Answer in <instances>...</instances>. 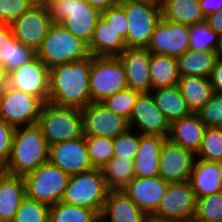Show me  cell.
<instances>
[{
  "label": "cell",
  "instance_id": "6da1fadb",
  "mask_svg": "<svg viewBox=\"0 0 222 222\" xmlns=\"http://www.w3.org/2000/svg\"><path fill=\"white\" fill-rule=\"evenodd\" d=\"M93 55L49 69L48 102L83 109L91 103L89 76Z\"/></svg>",
  "mask_w": 222,
  "mask_h": 222
},
{
  "label": "cell",
  "instance_id": "7a4b0ae2",
  "mask_svg": "<svg viewBox=\"0 0 222 222\" xmlns=\"http://www.w3.org/2000/svg\"><path fill=\"white\" fill-rule=\"evenodd\" d=\"M49 145L38 124L14 130L11 155L2 168L10 175L24 176L48 162Z\"/></svg>",
  "mask_w": 222,
  "mask_h": 222
},
{
  "label": "cell",
  "instance_id": "3957f363",
  "mask_svg": "<svg viewBox=\"0 0 222 222\" xmlns=\"http://www.w3.org/2000/svg\"><path fill=\"white\" fill-rule=\"evenodd\" d=\"M88 43L76 37L60 23H53L36 56L50 69L56 65L70 63L90 56Z\"/></svg>",
  "mask_w": 222,
  "mask_h": 222
},
{
  "label": "cell",
  "instance_id": "277c9868",
  "mask_svg": "<svg viewBox=\"0 0 222 222\" xmlns=\"http://www.w3.org/2000/svg\"><path fill=\"white\" fill-rule=\"evenodd\" d=\"M46 7L53 23H60L76 37L90 43L101 11L86 0H52Z\"/></svg>",
  "mask_w": 222,
  "mask_h": 222
},
{
  "label": "cell",
  "instance_id": "5b68a950",
  "mask_svg": "<svg viewBox=\"0 0 222 222\" xmlns=\"http://www.w3.org/2000/svg\"><path fill=\"white\" fill-rule=\"evenodd\" d=\"M37 124L49 146L84 135L82 112L78 108L60 107L45 102Z\"/></svg>",
  "mask_w": 222,
  "mask_h": 222
},
{
  "label": "cell",
  "instance_id": "8992f818",
  "mask_svg": "<svg viewBox=\"0 0 222 222\" xmlns=\"http://www.w3.org/2000/svg\"><path fill=\"white\" fill-rule=\"evenodd\" d=\"M119 4L124 8L128 22L126 47L147 48L162 18L160 0H133Z\"/></svg>",
  "mask_w": 222,
  "mask_h": 222
},
{
  "label": "cell",
  "instance_id": "52a82bcc",
  "mask_svg": "<svg viewBox=\"0 0 222 222\" xmlns=\"http://www.w3.org/2000/svg\"><path fill=\"white\" fill-rule=\"evenodd\" d=\"M108 192L101 169L92 168L69 177L61 202L92 209L100 215Z\"/></svg>",
  "mask_w": 222,
  "mask_h": 222
},
{
  "label": "cell",
  "instance_id": "ba28073f",
  "mask_svg": "<svg viewBox=\"0 0 222 222\" xmlns=\"http://www.w3.org/2000/svg\"><path fill=\"white\" fill-rule=\"evenodd\" d=\"M26 196L48 206L62 201L69 175L49 161L24 176Z\"/></svg>",
  "mask_w": 222,
  "mask_h": 222
},
{
  "label": "cell",
  "instance_id": "9c48e42d",
  "mask_svg": "<svg viewBox=\"0 0 222 222\" xmlns=\"http://www.w3.org/2000/svg\"><path fill=\"white\" fill-rule=\"evenodd\" d=\"M89 86L91 102H102L106 97L128 88L126 72L120 59L93 56Z\"/></svg>",
  "mask_w": 222,
  "mask_h": 222
},
{
  "label": "cell",
  "instance_id": "30bf717a",
  "mask_svg": "<svg viewBox=\"0 0 222 222\" xmlns=\"http://www.w3.org/2000/svg\"><path fill=\"white\" fill-rule=\"evenodd\" d=\"M42 106L38 97L8 86L0 98V119L14 128L35 125Z\"/></svg>",
  "mask_w": 222,
  "mask_h": 222
},
{
  "label": "cell",
  "instance_id": "8fae6325",
  "mask_svg": "<svg viewBox=\"0 0 222 222\" xmlns=\"http://www.w3.org/2000/svg\"><path fill=\"white\" fill-rule=\"evenodd\" d=\"M81 112L84 136L114 139L129 128L127 119L108 110L101 102H91Z\"/></svg>",
  "mask_w": 222,
  "mask_h": 222
},
{
  "label": "cell",
  "instance_id": "7c38bea8",
  "mask_svg": "<svg viewBox=\"0 0 222 222\" xmlns=\"http://www.w3.org/2000/svg\"><path fill=\"white\" fill-rule=\"evenodd\" d=\"M189 26L161 18L147 47L152 54L179 57L189 49Z\"/></svg>",
  "mask_w": 222,
  "mask_h": 222
},
{
  "label": "cell",
  "instance_id": "4fadbf2b",
  "mask_svg": "<svg viewBox=\"0 0 222 222\" xmlns=\"http://www.w3.org/2000/svg\"><path fill=\"white\" fill-rule=\"evenodd\" d=\"M52 24L46 5L36 4L14 20L10 27L17 41L36 51Z\"/></svg>",
  "mask_w": 222,
  "mask_h": 222
},
{
  "label": "cell",
  "instance_id": "5bb4252c",
  "mask_svg": "<svg viewBox=\"0 0 222 222\" xmlns=\"http://www.w3.org/2000/svg\"><path fill=\"white\" fill-rule=\"evenodd\" d=\"M196 204L189 180L171 182L154 215L173 220L191 218L196 214Z\"/></svg>",
  "mask_w": 222,
  "mask_h": 222
},
{
  "label": "cell",
  "instance_id": "9a60e30c",
  "mask_svg": "<svg viewBox=\"0 0 222 222\" xmlns=\"http://www.w3.org/2000/svg\"><path fill=\"white\" fill-rule=\"evenodd\" d=\"M129 128L140 131L145 135H158L164 138L170 135V123L165 115L157 108L151 93L139 95L131 117L128 121ZM138 129H134V128Z\"/></svg>",
  "mask_w": 222,
  "mask_h": 222
},
{
  "label": "cell",
  "instance_id": "2e32d148",
  "mask_svg": "<svg viewBox=\"0 0 222 222\" xmlns=\"http://www.w3.org/2000/svg\"><path fill=\"white\" fill-rule=\"evenodd\" d=\"M8 86L48 102L49 68L36 56L9 73Z\"/></svg>",
  "mask_w": 222,
  "mask_h": 222
},
{
  "label": "cell",
  "instance_id": "e0dca14e",
  "mask_svg": "<svg viewBox=\"0 0 222 222\" xmlns=\"http://www.w3.org/2000/svg\"><path fill=\"white\" fill-rule=\"evenodd\" d=\"M48 161L62 169L69 176L93 168L84 135L77 139L54 143L49 146Z\"/></svg>",
  "mask_w": 222,
  "mask_h": 222
},
{
  "label": "cell",
  "instance_id": "ac0fdd59",
  "mask_svg": "<svg viewBox=\"0 0 222 222\" xmlns=\"http://www.w3.org/2000/svg\"><path fill=\"white\" fill-rule=\"evenodd\" d=\"M196 154L166 139L161 147L159 176L168 183L188 181Z\"/></svg>",
  "mask_w": 222,
  "mask_h": 222
},
{
  "label": "cell",
  "instance_id": "d6986e66",
  "mask_svg": "<svg viewBox=\"0 0 222 222\" xmlns=\"http://www.w3.org/2000/svg\"><path fill=\"white\" fill-rule=\"evenodd\" d=\"M126 72L128 88L142 93L152 91L150 77V52L147 48L127 47L118 56Z\"/></svg>",
  "mask_w": 222,
  "mask_h": 222
},
{
  "label": "cell",
  "instance_id": "ffe728a7",
  "mask_svg": "<svg viewBox=\"0 0 222 222\" xmlns=\"http://www.w3.org/2000/svg\"><path fill=\"white\" fill-rule=\"evenodd\" d=\"M168 182L159 175L147 178L135 177L123 191L146 214H154L166 193Z\"/></svg>",
  "mask_w": 222,
  "mask_h": 222
},
{
  "label": "cell",
  "instance_id": "44dd1931",
  "mask_svg": "<svg viewBox=\"0 0 222 222\" xmlns=\"http://www.w3.org/2000/svg\"><path fill=\"white\" fill-rule=\"evenodd\" d=\"M146 214L123 191H109L100 214L101 222H144Z\"/></svg>",
  "mask_w": 222,
  "mask_h": 222
},
{
  "label": "cell",
  "instance_id": "7402d4cb",
  "mask_svg": "<svg viewBox=\"0 0 222 222\" xmlns=\"http://www.w3.org/2000/svg\"><path fill=\"white\" fill-rule=\"evenodd\" d=\"M189 181L196 199L222 192V163L196 158Z\"/></svg>",
  "mask_w": 222,
  "mask_h": 222
},
{
  "label": "cell",
  "instance_id": "603a6c76",
  "mask_svg": "<svg viewBox=\"0 0 222 222\" xmlns=\"http://www.w3.org/2000/svg\"><path fill=\"white\" fill-rule=\"evenodd\" d=\"M167 138L140 134L139 149L133 160L135 177L147 178L159 175L161 147Z\"/></svg>",
  "mask_w": 222,
  "mask_h": 222
},
{
  "label": "cell",
  "instance_id": "cb8c5ba5",
  "mask_svg": "<svg viewBox=\"0 0 222 222\" xmlns=\"http://www.w3.org/2000/svg\"><path fill=\"white\" fill-rule=\"evenodd\" d=\"M25 197L24 177L10 175L0 169V219L3 222L12 221Z\"/></svg>",
  "mask_w": 222,
  "mask_h": 222
},
{
  "label": "cell",
  "instance_id": "d4e9b609",
  "mask_svg": "<svg viewBox=\"0 0 222 222\" xmlns=\"http://www.w3.org/2000/svg\"><path fill=\"white\" fill-rule=\"evenodd\" d=\"M205 129L206 126L197 113H191L170 125L168 139L172 143L196 154L199 151Z\"/></svg>",
  "mask_w": 222,
  "mask_h": 222
},
{
  "label": "cell",
  "instance_id": "484cf974",
  "mask_svg": "<svg viewBox=\"0 0 222 222\" xmlns=\"http://www.w3.org/2000/svg\"><path fill=\"white\" fill-rule=\"evenodd\" d=\"M88 46L90 54L96 57H118L127 48L122 36L102 16Z\"/></svg>",
  "mask_w": 222,
  "mask_h": 222
},
{
  "label": "cell",
  "instance_id": "4316f807",
  "mask_svg": "<svg viewBox=\"0 0 222 222\" xmlns=\"http://www.w3.org/2000/svg\"><path fill=\"white\" fill-rule=\"evenodd\" d=\"M150 93L157 108L165 115L170 124L192 113L178 85L154 89Z\"/></svg>",
  "mask_w": 222,
  "mask_h": 222
},
{
  "label": "cell",
  "instance_id": "83f0119b",
  "mask_svg": "<svg viewBox=\"0 0 222 222\" xmlns=\"http://www.w3.org/2000/svg\"><path fill=\"white\" fill-rule=\"evenodd\" d=\"M162 18L174 23L194 25L205 21L199 0H160Z\"/></svg>",
  "mask_w": 222,
  "mask_h": 222
},
{
  "label": "cell",
  "instance_id": "f1b7e54d",
  "mask_svg": "<svg viewBox=\"0 0 222 222\" xmlns=\"http://www.w3.org/2000/svg\"><path fill=\"white\" fill-rule=\"evenodd\" d=\"M178 87L192 113L201 109L214 94L210 79L206 77H180Z\"/></svg>",
  "mask_w": 222,
  "mask_h": 222
},
{
  "label": "cell",
  "instance_id": "f546056e",
  "mask_svg": "<svg viewBox=\"0 0 222 222\" xmlns=\"http://www.w3.org/2000/svg\"><path fill=\"white\" fill-rule=\"evenodd\" d=\"M217 59L216 51H196L188 49L177 57L180 77L199 76L209 78Z\"/></svg>",
  "mask_w": 222,
  "mask_h": 222
},
{
  "label": "cell",
  "instance_id": "4dcf8cb0",
  "mask_svg": "<svg viewBox=\"0 0 222 222\" xmlns=\"http://www.w3.org/2000/svg\"><path fill=\"white\" fill-rule=\"evenodd\" d=\"M149 70L152 90L178 85L180 75L176 57L150 53Z\"/></svg>",
  "mask_w": 222,
  "mask_h": 222
},
{
  "label": "cell",
  "instance_id": "1f68e13d",
  "mask_svg": "<svg viewBox=\"0 0 222 222\" xmlns=\"http://www.w3.org/2000/svg\"><path fill=\"white\" fill-rule=\"evenodd\" d=\"M101 171L109 191H121L135 178L133 160L127 158L113 157Z\"/></svg>",
  "mask_w": 222,
  "mask_h": 222
},
{
  "label": "cell",
  "instance_id": "d6a6232c",
  "mask_svg": "<svg viewBox=\"0 0 222 222\" xmlns=\"http://www.w3.org/2000/svg\"><path fill=\"white\" fill-rule=\"evenodd\" d=\"M100 215L92 209L59 202L50 206L49 222H98Z\"/></svg>",
  "mask_w": 222,
  "mask_h": 222
},
{
  "label": "cell",
  "instance_id": "836d02e7",
  "mask_svg": "<svg viewBox=\"0 0 222 222\" xmlns=\"http://www.w3.org/2000/svg\"><path fill=\"white\" fill-rule=\"evenodd\" d=\"M189 49L196 51H216L219 34L206 21L189 26Z\"/></svg>",
  "mask_w": 222,
  "mask_h": 222
},
{
  "label": "cell",
  "instance_id": "e575fe53",
  "mask_svg": "<svg viewBox=\"0 0 222 222\" xmlns=\"http://www.w3.org/2000/svg\"><path fill=\"white\" fill-rule=\"evenodd\" d=\"M196 158L222 163V128L206 127Z\"/></svg>",
  "mask_w": 222,
  "mask_h": 222
},
{
  "label": "cell",
  "instance_id": "d590c367",
  "mask_svg": "<svg viewBox=\"0 0 222 222\" xmlns=\"http://www.w3.org/2000/svg\"><path fill=\"white\" fill-rule=\"evenodd\" d=\"M89 159L93 168H103L113 157V139L85 136Z\"/></svg>",
  "mask_w": 222,
  "mask_h": 222
},
{
  "label": "cell",
  "instance_id": "8d00e7d4",
  "mask_svg": "<svg viewBox=\"0 0 222 222\" xmlns=\"http://www.w3.org/2000/svg\"><path fill=\"white\" fill-rule=\"evenodd\" d=\"M141 93L131 88L121 90L106 97L101 103L110 111L129 121L134 105Z\"/></svg>",
  "mask_w": 222,
  "mask_h": 222
},
{
  "label": "cell",
  "instance_id": "74e56055",
  "mask_svg": "<svg viewBox=\"0 0 222 222\" xmlns=\"http://www.w3.org/2000/svg\"><path fill=\"white\" fill-rule=\"evenodd\" d=\"M49 210L50 206L26 196L11 222H49Z\"/></svg>",
  "mask_w": 222,
  "mask_h": 222
},
{
  "label": "cell",
  "instance_id": "f35d334b",
  "mask_svg": "<svg viewBox=\"0 0 222 222\" xmlns=\"http://www.w3.org/2000/svg\"><path fill=\"white\" fill-rule=\"evenodd\" d=\"M195 218L203 222H222V192L198 198Z\"/></svg>",
  "mask_w": 222,
  "mask_h": 222
},
{
  "label": "cell",
  "instance_id": "ab89813d",
  "mask_svg": "<svg viewBox=\"0 0 222 222\" xmlns=\"http://www.w3.org/2000/svg\"><path fill=\"white\" fill-rule=\"evenodd\" d=\"M140 133L128 128L113 139L114 157H122L123 159L134 160L139 149Z\"/></svg>",
  "mask_w": 222,
  "mask_h": 222
},
{
  "label": "cell",
  "instance_id": "60d3db41",
  "mask_svg": "<svg viewBox=\"0 0 222 222\" xmlns=\"http://www.w3.org/2000/svg\"><path fill=\"white\" fill-rule=\"evenodd\" d=\"M196 113L206 127L222 128V94L214 93Z\"/></svg>",
  "mask_w": 222,
  "mask_h": 222
},
{
  "label": "cell",
  "instance_id": "b9f144b4",
  "mask_svg": "<svg viewBox=\"0 0 222 222\" xmlns=\"http://www.w3.org/2000/svg\"><path fill=\"white\" fill-rule=\"evenodd\" d=\"M34 5V0H0V24L10 25Z\"/></svg>",
  "mask_w": 222,
  "mask_h": 222
},
{
  "label": "cell",
  "instance_id": "7bdbcfd3",
  "mask_svg": "<svg viewBox=\"0 0 222 222\" xmlns=\"http://www.w3.org/2000/svg\"><path fill=\"white\" fill-rule=\"evenodd\" d=\"M36 57V51L17 41L11 29L10 72Z\"/></svg>",
  "mask_w": 222,
  "mask_h": 222
},
{
  "label": "cell",
  "instance_id": "ee69618b",
  "mask_svg": "<svg viewBox=\"0 0 222 222\" xmlns=\"http://www.w3.org/2000/svg\"><path fill=\"white\" fill-rule=\"evenodd\" d=\"M101 16L122 36L124 40L127 38L128 22L125 10L120 4L102 11Z\"/></svg>",
  "mask_w": 222,
  "mask_h": 222
},
{
  "label": "cell",
  "instance_id": "f6af8a7d",
  "mask_svg": "<svg viewBox=\"0 0 222 222\" xmlns=\"http://www.w3.org/2000/svg\"><path fill=\"white\" fill-rule=\"evenodd\" d=\"M14 130L13 126L0 119V169L10 158Z\"/></svg>",
  "mask_w": 222,
  "mask_h": 222
},
{
  "label": "cell",
  "instance_id": "bcb514c9",
  "mask_svg": "<svg viewBox=\"0 0 222 222\" xmlns=\"http://www.w3.org/2000/svg\"><path fill=\"white\" fill-rule=\"evenodd\" d=\"M11 27L0 24V63L10 73Z\"/></svg>",
  "mask_w": 222,
  "mask_h": 222
},
{
  "label": "cell",
  "instance_id": "7dc6e473",
  "mask_svg": "<svg viewBox=\"0 0 222 222\" xmlns=\"http://www.w3.org/2000/svg\"><path fill=\"white\" fill-rule=\"evenodd\" d=\"M214 93L222 94V59L217 58L209 77Z\"/></svg>",
  "mask_w": 222,
  "mask_h": 222
},
{
  "label": "cell",
  "instance_id": "c3c4849f",
  "mask_svg": "<svg viewBox=\"0 0 222 222\" xmlns=\"http://www.w3.org/2000/svg\"><path fill=\"white\" fill-rule=\"evenodd\" d=\"M199 5L202 13L206 17L222 9V0H199Z\"/></svg>",
  "mask_w": 222,
  "mask_h": 222
},
{
  "label": "cell",
  "instance_id": "681fc988",
  "mask_svg": "<svg viewBox=\"0 0 222 222\" xmlns=\"http://www.w3.org/2000/svg\"><path fill=\"white\" fill-rule=\"evenodd\" d=\"M205 21L213 31L218 34L222 33V9L219 12L206 16Z\"/></svg>",
  "mask_w": 222,
  "mask_h": 222
},
{
  "label": "cell",
  "instance_id": "f907efd6",
  "mask_svg": "<svg viewBox=\"0 0 222 222\" xmlns=\"http://www.w3.org/2000/svg\"><path fill=\"white\" fill-rule=\"evenodd\" d=\"M86 1L92 7L98 9L101 12L119 4L118 0H86Z\"/></svg>",
  "mask_w": 222,
  "mask_h": 222
},
{
  "label": "cell",
  "instance_id": "816d5d0a",
  "mask_svg": "<svg viewBox=\"0 0 222 222\" xmlns=\"http://www.w3.org/2000/svg\"><path fill=\"white\" fill-rule=\"evenodd\" d=\"M9 84V73L7 69L0 63V92L8 87Z\"/></svg>",
  "mask_w": 222,
  "mask_h": 222
},
{
  "label": "cell",
  "instance_id": "f5cc1de1",
  "mask_svg": "<svg viewBox=\"0 0 222 222\" xmlns=\"http://www.w3.org/2000/svg\"><path fill=\"white\" fill-rule=\"evenodd\" d=\"M144 222H174V220L168 218H161L154 214H149L145 216Z\"/></svg>",
  "mask_w": 222,
  "mask_h": 222
},
{
  "label": "cell",
  "instance_id": "db71d44e",
  "mask_svg": "<svg viewBox=\"0 0 222 222\" xmlns=\"http://www.w3.org/2000/svg\"><path fill=\"white\" fill-rule=\"evenodd\" d=\"M217 58L222 59V33L219 34L218 46L216 49Z\"/></svg>",
  "mask_w": 222,
  "mask_h": 222
},
{
  "label": "cell",
  "instance_id": "11a10c76",
  "mask_svg": "<svg viewBox=\"0 0 222 222\" xmlns=\"http://www.w3.org/2000/svg\"><path fill=\"white\" fill-rule=\"evenodd\" d=\"M174 222H199L195 216L187 219L174 220Z\"/></svg>",
  "mask_w": 222,
  "mask_h": 222
},
{
  "label": "cell",
  "instance_id": "9f6ffc18",
  "mask_svg": "<svg viewBox=\"0 0 222 222\" xmlns=\"http://www.w3.org/2000/svg\"><path fill=\"white\" fill-rule=\"evenodd\" d=\"M36 4L38 5H46L52 0H34Z\"/></svg>",
  "mask_w": 222,
  "mask_h": 222
},
{
  "label": "cell",
  "instance_id": "6f0895ef",
  "mask_svg": "<svg viewBox=\"0 0 222 222\" xmlns=\"http://www.w3.org/2000/svg\"><path fill=\"white\" fill-rule=\"evenodd\" d=\"M124 1H133V0H118L119 3H122Z\"/></svg>",
  "mask_w": 222,
  "mask_h": 222
}]
</instances>
